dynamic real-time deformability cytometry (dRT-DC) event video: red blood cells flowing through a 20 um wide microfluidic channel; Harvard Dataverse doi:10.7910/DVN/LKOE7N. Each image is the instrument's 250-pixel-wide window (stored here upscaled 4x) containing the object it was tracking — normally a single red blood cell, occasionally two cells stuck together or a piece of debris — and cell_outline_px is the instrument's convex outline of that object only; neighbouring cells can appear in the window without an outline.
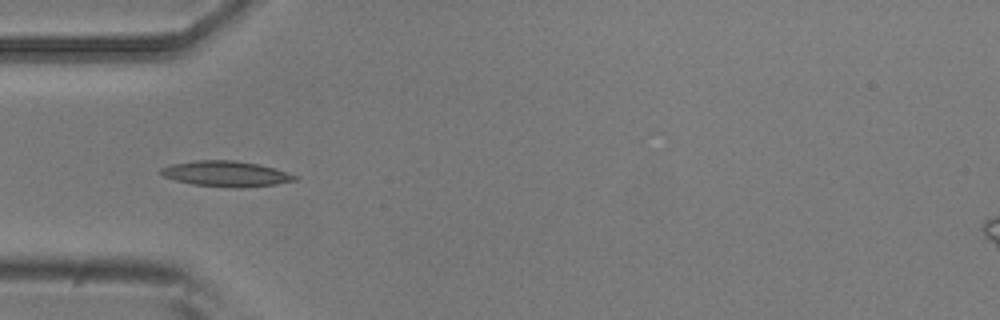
{"species": "common noctule bat (a hibernating species)", "species_latin": "Nyctalus noctula", "temperature_condition": "room temperature", "stored_images_in_passage": 6, "camera_frame_rate_fps": 3000, "um_per_image_px": 0.085, "animal": {"sex": "male", "body_mass_g": 20.5, "forearm_length_mm": 52.5}, "frame": {"image": 1, "passage_image": 4, "time_ms": 1.0, "image_size_px": [1000, 320], "cell_outline_px": [[300, 176], [296, 180], [276, 184], [240, 188], [232, 188], [192, 184], [176, 180], [164, 176], [160, 172], [160, 168], [172, 164], [196, 160], [236, 160], [260, 164]], "centroid_in_image_um": [19.24, 14.77], "position_along_channel_um": 65.8, "area_um2": 20.0}}
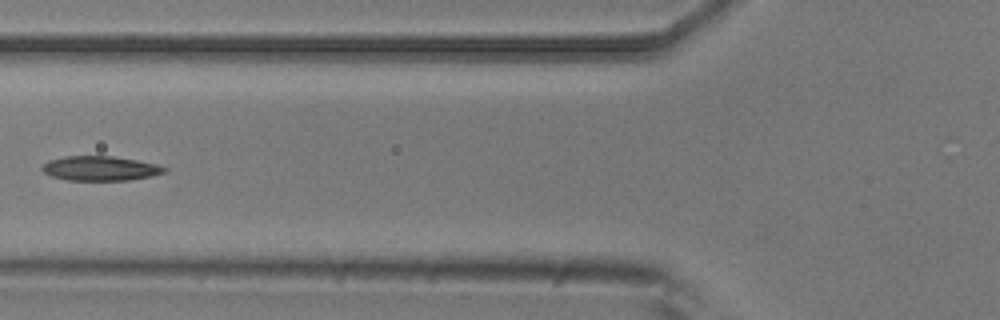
{"frame": {"image": 2, "passage_image": 5, "time_ms": 1.333, "image_size_px": [1000, 320], "cell_outline_px": [[168, 168], [164, 172], [152, 176], [128, 180], [68, 180], [52, 176], [44, 172], [40, 168], [48, 160], [64, 156], [112, 156], [136, 160], [156, 164]], "centroid_in_image_um": [8.51, 14.31], "position_along_channel_um": 117.3, "area_um2": 17.4}}
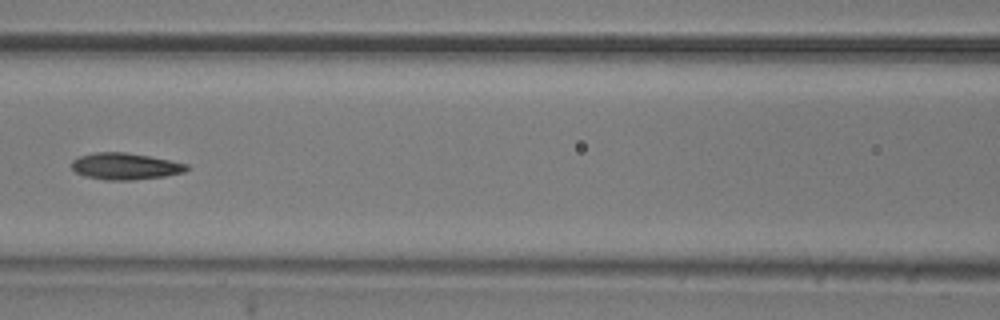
{"frame": {"image": 3, "passage_image": 6, "time_ms": 1.667, "image_size_px": [1000, 320], "cell_outline_px": [[188, 168], [184, 172], [164, 176], [132, 180], [104, 180], [84, 176], [76, 172], [72, 168], [72, 160], [80, 156], [96, 152], [124, 152], [148, 156], [188, 164]], "centroid_in_image_um": [10.61, 14.14], "position_along_channel_um": 156.0, "area_um2": 17.69}}